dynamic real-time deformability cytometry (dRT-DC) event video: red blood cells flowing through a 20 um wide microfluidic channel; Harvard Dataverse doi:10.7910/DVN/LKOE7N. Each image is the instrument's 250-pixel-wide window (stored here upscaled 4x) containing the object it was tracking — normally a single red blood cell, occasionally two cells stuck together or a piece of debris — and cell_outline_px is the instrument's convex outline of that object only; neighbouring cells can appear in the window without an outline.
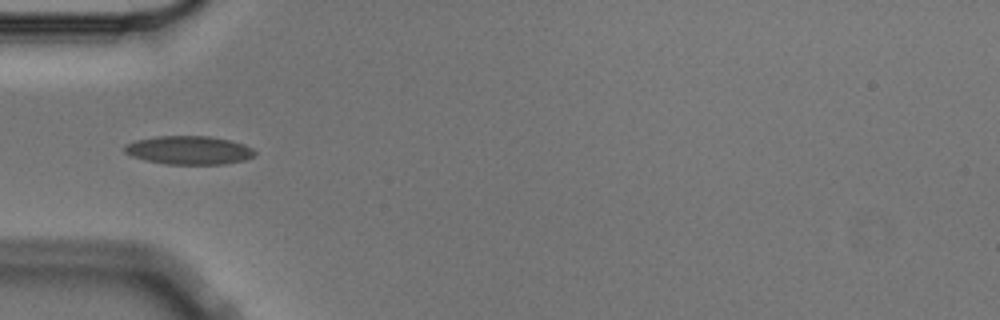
{"species": "Egyptian fruit bat (a non-hibernating species)", "species_latin": "Rousettus aegyptiacus", "temperature_condition": "cold", "stored_images_in_passage": 5, "camera_frame_rate_fps": 3000, "um_per_image_px": 0.085, "animal": {"sex": "male"}, "frame": {"image": 1, "passage_image": 4, "time_ms": 1.0, "image_size_px": [1000, 320], "cell_outline_px": [[256, 156], [244, 160], [224, 164], [164, 164], [144, 160], [132, 156], [124, 152], [124, 144], [136, 140], [156, 136], [208, 136], [228, 140], [244, 144], [252, 148], [256, 152]], "centroid_in_image_um": [16.05, 12.77], "position_along_channel_um": 69.0, "area_um2": 21.73}}
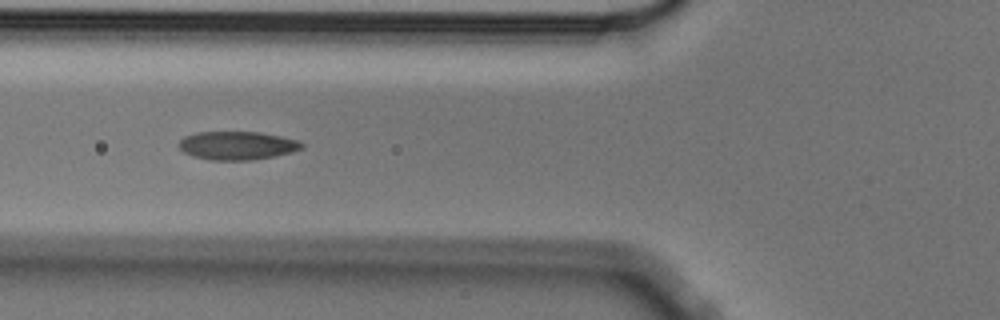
{"frame": {"image": 2, "passage_image": 5, "time_ms": 1.333, "image_size_px": [1000, 320], "cell_outline_px": [[304, 148], [292, 152], [252, 160], [212, 160], [192, 156], [184, 152], [180, 148], [180, 140], [184, 136], [196, 132], [260, 132], [300, 140], [304, 144]], "centroid_in_image_um": [20.19, 12.36], "position_along_channel_um": 105.6, "area_um2": 20.35}}